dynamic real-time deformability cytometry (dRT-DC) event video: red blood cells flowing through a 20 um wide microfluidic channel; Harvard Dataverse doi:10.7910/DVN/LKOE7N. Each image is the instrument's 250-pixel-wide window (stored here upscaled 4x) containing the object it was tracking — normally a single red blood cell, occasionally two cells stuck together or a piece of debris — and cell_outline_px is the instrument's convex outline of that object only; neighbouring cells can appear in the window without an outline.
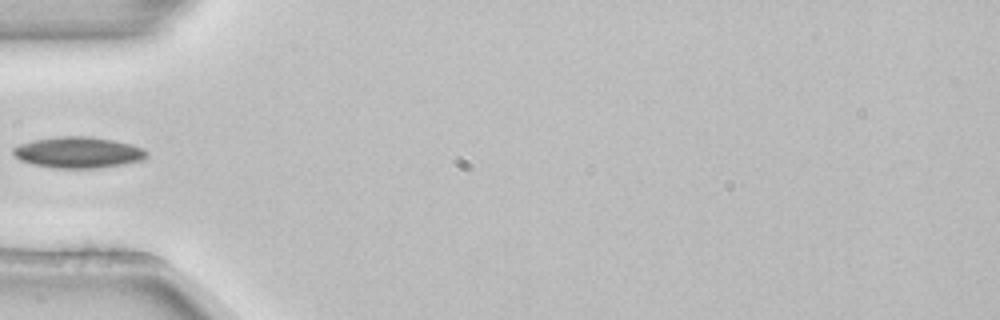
{"species": "common noctule bat (a hibernating species)", "species_latin": "Nyctalus noctula", "temperature_condition": "room temperature", "stored_images_in_passage": 2, "camera_frame_rate_fps": 3000, "um_per_image_px": 0.085, "animal": {"sex": "female", "body_mass_g": 22.7, "forearm_length_mm": 54.2}, "frame": {"image": 1, "passage_image": 2, "time_ms": 0.333, "image_size_px": [1000, 320], "cell_outline_px": [[148, 156], [144, 160], [124, 164], [96, 168], [52, 168], [32, 164], [20, 160], [12, 152], [12, 148], [20, 144], [32, 140], [60, 136], [84, 136], [112, 140], [132, 144], [144, 148], [148, 152]], "centroid_in_image_um": [6.67, 12.96], "position_along_channel_um": 78.3, "area_um2": 24.33}}